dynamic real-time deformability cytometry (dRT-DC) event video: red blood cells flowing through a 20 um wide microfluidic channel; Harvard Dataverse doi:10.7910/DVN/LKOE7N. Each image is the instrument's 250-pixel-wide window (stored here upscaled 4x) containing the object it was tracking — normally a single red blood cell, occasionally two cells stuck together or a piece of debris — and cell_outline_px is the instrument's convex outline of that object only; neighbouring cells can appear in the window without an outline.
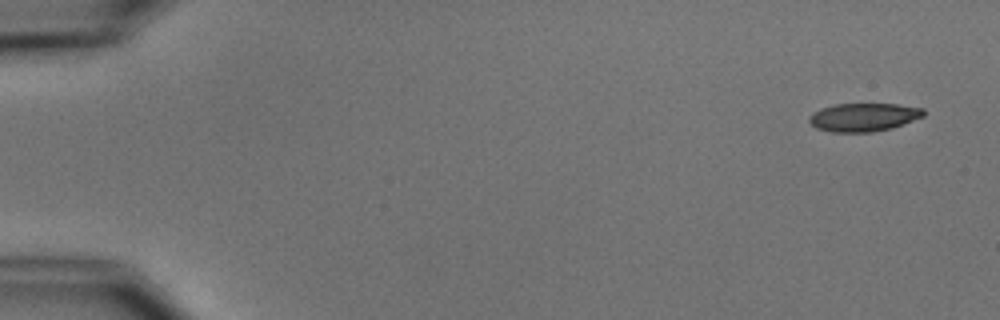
{"species": "common noctule bat (a hibernating species)", "species_latin": "Nyctalus noctula", "temperature_condition": "cold", "stored_images_in_passage": 5, "camera_frame_rate_fps": 3000, "um_per_image_px": 0.085, "animal": {"sex": "male", "body_mass_g": 15.6}, "frame": {"image": 1, "passage_image": 1, "time_ms": 0.0, "image_size_px": [1000, 320], "cell_outline_px": [[924, 116], [892, 128], [872, 132], [832, 132], [816, 128], [808, 120], [808, 116], [812, 112], [820, 108], [836, 104], [900, 104], [924, 108]], "centroid_in_image_um": [73.39, 9.95], "position_along_channel_um": 11.6, "area_um2": 18.96}}
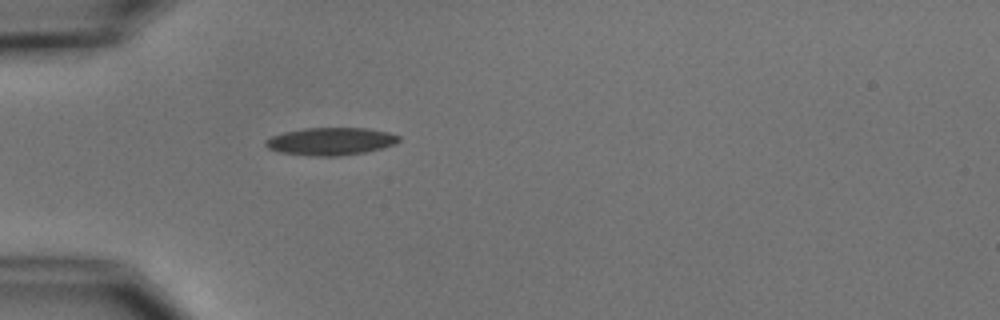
{"frame": {"image": 2, "passage_image": 5, "time_ms": 4.667, "image_size_px": [1000, 320], "cell_outline_px": [[400, 140], [392, 144], [380, 148], [364, 152], [336, 156], [312, 156], [280, 152], [268, 148], [264, 144], [264, 140], [272, 136], [284, 132], [304, 128], [368, 128], [388, 132], [400, 136]], "centroid_in_image_um": [28.07, 12.0], "position_along_channel_um": 56.9, "area_um2": 21.27}}